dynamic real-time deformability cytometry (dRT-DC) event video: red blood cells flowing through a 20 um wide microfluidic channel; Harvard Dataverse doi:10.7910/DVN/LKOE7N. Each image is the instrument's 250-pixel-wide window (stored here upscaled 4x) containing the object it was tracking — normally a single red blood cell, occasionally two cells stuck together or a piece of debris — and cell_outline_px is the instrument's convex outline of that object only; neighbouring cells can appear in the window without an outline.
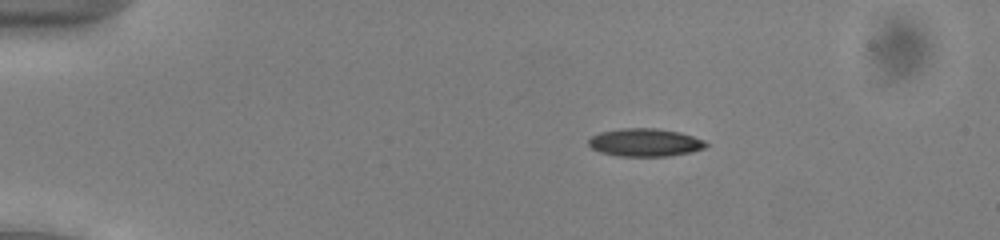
{"species": "common noctule bat (a hibernating species)", "species_latin": "Nyctalus noctula", "temperature_condition": "cold", "stored_images_in_passage": 47, "camera_frame_rate_fps": 3000, "um_per_image_px": 0.085, "animal": {"sex": "male", "body_mass_g": 13.0, "forearm_length_mm": 53.1}, "frame": {"image": 1, "passage_image": 4, "time_ms": 1.0, "image_size_px": [1000, 240], "cell_outline_px": [[708, 144], [704, 148], [692, 152], [668, 156], [620, 156], [600, 152], [592, 148], [588, 144], [588, 140], [592, 136], [600, 132], [624, 128], [656, 128], [680, 132], [704, 140]], "centroid_in_image_um": [54.83, 12.11], "position_along_channel_um": 30.2, "area_um2": 19.07}}
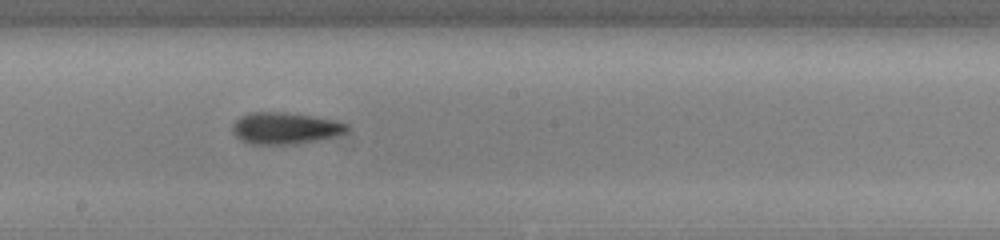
{"frame": {"image": 2, "passage_image": 24, "time_ms": 7.667, "image_size_px": [1000, 240], "cell_outline_px": [[348, 128], [344, 132], [332, 136], [292, 144], [252, 144], [240, 140], [232, 132], [232, 124], [240, 116], [248, 112], [284, 112], [312, 116], [336, 120], [348, 124]], "centroid_in_image_um": [24.16, 10.88], "position_along_channel_um": 224.0, "area_um2": 20.87}}
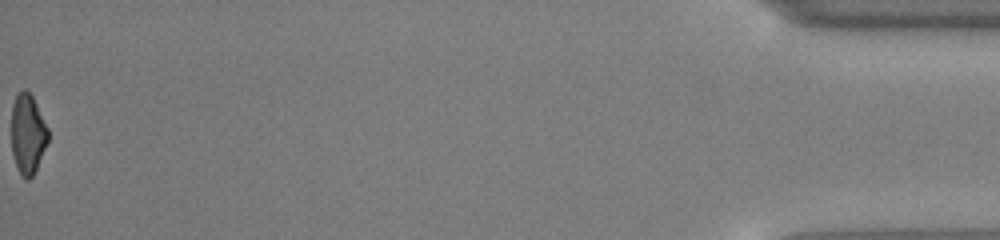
{"frame": {"image": 3, "passage_image": 47, "time_ms": 15.333, "image_size_px": [1000, 240], "cell_outline_px": [[48, 140], [36, 168], [32, 176], [28, 180], [24, 180], [16, 164], [12, 152], [12, 104], [16, 96], [24, 88], [32, 96], [48, 128]], "centroid_in_image_um": [2.35, 11.38], "position_along_channel_um": 432.8, "area_um2": 16.7}, "authors_computed_cell_mechanics": {"area_um2": 19.2474, "velocity_mm_per_s": 3.9545, "shape_relaxation_time_tau1_ms": 2.8278, "shape_relaxation_time_tau2_ms": 6.312, "deformation_change_tau1": 0.1164, "deformation_change_tau2": 0.172}}